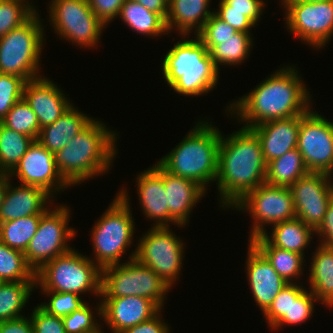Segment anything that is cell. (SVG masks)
Returning a JSON list of instances; mask_svg holds the SVG:
<instances>
[{"label": "cell", "instance_id": "cell-1", "mask_svg": "<svg viewBox=\"0 0 333 333\" xmlns=\"http://www.w3.org/2000/svg\"><path fill=\"white\" fill-rule=\"evenodd\" d=\"M295 66H282L251 92L227 105L225 111L244 128L277 119L300 116L312 108V95Z\"/></svg>", "mask_w": 333, "mask_h": 333}, {"label": "cell", "instance_id": "cell-2", "mask_svg": "<svg viewBox=\"0 0 333 333\" xmlns=\"http://www.w3.org/2000/svg\"><path fill=\"white\" fill-rule=\"evenodd\" d=\"M225 137L221 132L215 181L220 207L229 209L265 183L267 164L260 141L250 128L241 127Z\"/></svg>", "mask_w": 333, "mask_h": 333}, {"label": "cell", "instance_id": "cell-3", "mask_svg": "<svg viewBox=\"0 0 333 333\" xmlns=\"http://www.w3.org/2000/svg\"><path fill=\"white\" fill-rule=\"evenodd\" d=\"M117 132L93 119L62 150L54 153L55 165L70 185L110 171L117 154Z\"/></svg>", "mask_w": 333, "mask_h": 333}, {"label": "cell", "instance_id": "cell-4", "mask_svg": "<svg viewBox=\"0 0 333 333\" xmlns=\"http://www.w3.org/2000/svg\"><path fill=\"white\" fill-rule=\"evenodd\" d=\"M221 131L200 119L180 143L157 162L168 173L192 180L205 191L218 173Z\"/></svg>", "mask_w": 333, "mask_h": 333}, {"label": "cell", "instance_id": "cell-5", "mask_svg": "<svg viewBox=\"0 0 333 333\" xmlns=\"http://www.w3.org/2000/svg\"><path fill=\"white\" fill-rule=\"evenodd\" d=\"M180 38L182 41L174 43L164 55L161 73L165 82L181 96L206 95L217 86L220 72L196 35L194 39H189V35Z\"/></svg>", "mask_w": 333, "mask_h": 333}, {"label": "cell", "instance_id": "cell-6", "mask_svg": "<svg viewBox=\"0 0 333 333\" xmlns=\"http://www.w3.org/2000/svg\"><path fill=\"white\" fill-rule=\"evenodd\" d=\"M127 189L115 195L108 209L96 220L91 230L93 254L91 259L101 269L120 264L133 242L135 230Z\"/></svg>", "mask_w": 333, "mask_h": 333}, {"label": "cell", "instance_id": "cell-7", "mask_svg": "<svg viewBox=\"0 0 333 333\" xmlns=\"http://www.w3.org/2000/svg\"><path fill=\"white\" fill-rule=\"evenodd\" d=\"M92 257L72 249L44 264L35 272V286L41 291L101 295V268ZM92 292V293H91Z\"/></svg>", "mask_w": 333, "mask_h": 333}, {"label": "cell", "instance_id": "cell-8", "mask_svg": "<svg viewBox=\"0 0 333 333\" xmlns=\"http://www.w3.org/2000/svg\"><path fill=\"white\" fill-rule=\"evenodd\" d=\"M38 13L0 38V74L17 75L26 82L42 77L40 56L46 39Z\"/></svg>", "mask_w": 333, "mask_h": 333}, {"label": "cell", "instance_id": "cell-9", "mask_svg": "<svg viewBox=\"0 0 333 333\" xmlns=\"http://www.w3.org/2000/svg\"><path fill=\"white\" fill-rule=\"evenodd\" d=\"M169 287L157 274L135 259V250L124 263L101 270V298L141 296L164 309Z\"/></svg>", "mask_w": 333, "mask_h": 333}, {"label": "cell", "instance_id": "cell-10", "mask_svg": "<svg viewBox=\"0 0 333 333\" xmlns=\"http://www.w3.org/2000/svg\"><path fill=\"white\" fill-rule=\"evenodd\" d=\"M139 238L135 248V259L151 268L169 287L180 278L184 243L170 226H151ZM171 228V229H170Z\"/></svg>", "mask_w": 333, "mask_h": 333}, {"label": "cell", "instance_id": "cell-11", "mask_svg": "<svg viewBox=\"0 0 333 333\" xmlns=\"http://www.w3.org/2000/svg\"><path fill=\"white\" fill-rule=\"evenodd\" d=\"M48 10V22L60 39L81 48H94L101 42L107 27L92 11L88 0H50Z\"/></svg>", "mask_w": 333, "mask_h": 333}, {"label": "cell", "instance_id": "cell-12", "mask_svg": "<svg viewBox=\"0 0 333 333\" xmlns=\"http://www.w3.org/2000/svg\"><path fill=\"white\" fill-rule=\"evenodd\" d=\"M70 215V208L66 204L49 207L41 215L37 231L24 252L26 262L34 272L73 249L69 240L76 236V231L69 227Z\"/></svg>", "mask_w": 333, "mask_h": 333}, {"label": "cell", "instance_id": "cell-13", "mask_svg": "<svg viewBox=\"0 0 333 333\" xmlns=\"http://www.w3.org/2000/svg\"><path fill=\"white\" fill-rule=\"evenodd\" d=\"M231 209L247 211L253 219L249 240L264 234L266 226L296 218L293 195L289 187L259 185L248 192Z\"/></svg>", "mask_w": 333, "mask_h": 333}, {"label": "cell", "instance_id": "cell-14", "mask_svg": "<svg viewBox=\"0 0 333 333\" xmlns=\"http://www.w3.org/2000/svg\"><path fill=\"white\" fill-rule=\"evenodd\" d=\"M286 29L314 49L326 46L333 36V0H290L283 5Z\"/></svg>", "mask_w": 333, "mask_h": 333}, {"label": "cell", "instance_id": "cell-15", "mask_svg": "<svg viewBox=\"0 0 333 333\" xmlns=\"http://www.w3.org/2000/svg\"><path fill=\"white\" fill-rule=\"evenodd\" d=\"M297 149L309 172L333 175V122L309 109L300 115Z\"/></svg>", "mask_w": 333, "mask_h": 333}, {"label": "cell", "instance_id": "cell-16", "mask_svg": "<svg viewBox=\"0 0 333 333\" xmlns=\"http://www.w3.org/2000/svg\"><path fill=\"white\" fill-rule=\"evenodd\" d=\"M332 177L327 173L309 172L289 187L296 218L314 230L323 222L327 207L333 199Z\"/></svg>", "mask_w": 333, "mask_h": 333}, {"label": "cell", "instance_id": "cell-17", "mask_svg": "<svg viewBox=\"0 0 333 333\" xmlns=\"http://www.w3.org/2000/svg\"><path fill=\"white\" fill-rule=\"evenodd\" d=\"M9 176L11 179L17 177L19 179L17 183L44 189L53 199L57 193L71 187L60 175L55 165L54 154L37 140L28 147L27 152Z\"/></svg>", "mask_w": 333, "mask_h": 333}, {"label": "cell", "instance_id": "cell-18", "mask_svg": "<svg viewBox=\"0 0 333 333\" xmlns=\"http://www.w3.org/2000/svg\"><path fill=\"white\" fill-rule=\"evenodd\" d=\"M101 299V322L111 330L122 333L130 327L146 322L162 309L152 300L141 296Z\"/></svg>", "mask_w": 333, "mask_h": 333}, {"label": "cell", "instance_id": "cell-19", "mask_svg": "<svg viewBox=\"0 0 333 333\" xmlns=\"http://www.w3.org/2000/svg\"><path fill=\"white\" fill-rule=\"evenodd\" d=\"M247 248L245 263L247 280L254 302L263 314L289 283L277 273L266 257L250 241Z\"/></svg>", "mask_w": 333, "mask_h": 333}, {"label": "cell", "instance_id": "cell-20", "mask_svg": "<svg viewBox=\"0 0 333 333\" xmlns=\"http://www.w3.org/2000/svg\"><path fill=\"white\" fill-rule=\"evenodd\" d=\"M23 98L36 114L40 129L54 123L73 104L63 90L45 76L25 82Z\"/></svg>", "mask_w": 333, "mask_h": 333}, {"label": "cell", "instance_id": "cell-21", "mask_svg": "<svg viewBox=\"0 0 333 333\" xmlns=\"http://www.w3.org/2000/svg\"><path fill=\"white\" fill-rule=\"evenodd\" d=\"M140 207L145 219L153 220V226H169V208L162 180V167L156 163L136 177Z\"/></svg>", "mask_w": 333, "mask_h": 333}, {"label": "cell", "instance_id": "cell-22", "mask_svg": "<svg viewBox=\"0 0 333 333\" xmlns=\"http://www.w3.org/2000/svg\"><path fill=\"white\" fill-rule=\"evenodd\" d=\"M167 205L169 208V226H186L190 213L196 203L205 196L206 191L197 183L184 177L172 175L162 168Z\"/></svg>", "mask_w": 333, "mask_h": 333}, {"label": "cell", "instance_id": "cell-23", "mask_svg": "<svg viewBox=\"0 0 333 333\" xmlns=\"http://www.w3.org/2000/svg\"><path fill=\"white\" fill-rule=\"evenodd\" d=\"M300 116L277 119L250 128L258 137L263 158L268 164L297 148Z\"/></svg>", "mask_w": 333, "mask_h": 333}, {"label": "cell", "instance_id": "cell-24", "mask_svg": "<svg viewBox=\"0 0 333 333\" xmlns=\"http://www.w3.org/2000/svg\"><path fill=\"white\" fill-rule=\"evenodd\" d=\"M18 185L13 186L10 180L0 208V223L26 216L42 215L54 202L53 197L42 188L20 183Z\"/></svg>", "mask_w": 333, "mask_h": 333}, {"label": "cell", "instance_id": "cell-25", "mask_svg": "<svg viewBox=\"0 0 333 333\" xmlns=\"http://www.w3.org/2000/svg\"><path fill=\"white\" fill-rule=\"evenodd\" d=\"M211 0H169L166 27L169 34L196 35L214 13L209 9Z\"/></svg>", "mask_w": 333, "mask_h": 333}, {"label": "cell", "instance_id": "cell-26", "mask_svg": "<svg viewBox=\"0 0 333 333\" xmlns=\"http://www.w3.org/2000/svg\"><path fill=\"white\" fill-rule=\"evenodd\" d=\"M94 118L72 104L54 123L41 128L37 141L49 152L62 150Z\"/></svg>", "mask_w": 333, "mask_h": 333}, {"label": "cell", "instance_id": "cell-27", "mask_svg": "<svg viewBox=\"0 0 333 333\" xmlns=\"http://www.w3.org/2000/svg\"><path fill=\"white\" fill-rule=\"evenodd\" d=\"M312 253L309 290L320 304L333 308V247L318 244ZM322 302V303H321Z\"/></svg>", "mask_w": 333, "mask_h": 333}, {"label": "cell", "instance_id": "cell-28", "mask_svg": "<svg viewBox=\"0 0 333 333\" xmlns=\"http://www.w3.org/2000/svg\"><path fill=\"white\" fill-rule=\"evenodd\" d=\"M272 233L267 231L262 236L274 247L295 252L305 256V249L311 243L315 230L298 218L286 220L272 227ZM270 235V236H269Z\"/></svg>", "mask_w": 333, "mask_h": 333}, {"label": "cell", "instance_id": "cell-29", "mask_svg": "<svg viewBox=\"0 0 333 333\" xmlns=\"http://www.w3.org/2000/svg\"><path fill=\"white\" fill-rule=\"evenodd\" d=\"M250 242L266 257L286 282L298 283L300 277L304 275L302 274L305 267L304 255L274 247L262 235L253 238Z\"/></svg>", "mask_w": 333, "mask_h": 333}, {"label": "cell", "instance_id": "cell-30", "mask_svg": "<svg viewBox=\"0 0 333 333\" xmlns=\"http://www.w3.org/2000/svg\"><path fill=\"white\" fill-rule=\"evenodd\" d=\"M118 17L137 34L151 38L169 34L166 21L159 14L149 11L133 0L123 2Z\"/></svg>", "mask_w": 333, "mask_h": 333}, {"label": "cell", "instance_id": "cell-31", "mask_svg": "<svg viewBox=\"0 0 333 333\" xmlns=\"http://www.w3.org/2000/svg\"><path fill=\"white\" fill-rule=\"evenodd\" d=\"M308 173L302 154L295 148L267 164L265 183L272 186L291 187Z\"/></svg>", "mask_w": 333, "mask_h": 333}, {"label": "cell", "instance_id": "cell-32", "mask_svg": "<svg viewBox=\"0 0 333 333\" xmlns=\"http://www.w3.org/2000/svg\"><path fill=\"white\" fill-rule=\"evenodd\" d=\"M252 37L251 33L237 31L231 38L218 40V45L209 51L216 69L220 71V65L238 66L244 63L254 45Z\"/></svg>", "mask_w": 333, "mask_h": 333}, {"label": "cell", "instance_id": "cell-33", "mask_svg": "<svg viewBox=\"0 0 333 333\" xmlns=\"http://www.w3.org/2000/svg\"><path fill=\"white\" fill-rule=\"evenodd\" d=\"M34 288L35 282H0V322L25 316L22 309Z\"/></svg>", "mask_w": 333, "mask_h": 333}, {"label": "cell", "instance_id": "cell-34", "mask_svg": "<svg viewBox=\"0 0 333 333\" xmlns=\"http://www.w3.org/2000/svg\"><path fill=\"white\" fill-rule=\"evenodd\" d=\"M33 139L0 122V173L10 174L27 152Z\"/></svg>", "mask_w": 333, "mask_h": 333}, {"label": "cell", "instance_id": "cell-35", "mask_svg": "<svg viewBox=\"0 0 333 333\" xmlns=\"http://www.w3.org/2000/svg\"><path fill=\"white\" fill-rule=\"evenodd\" d=\"M40 218L41 215H32L0 223V240L24 253L37 231Z\"/></svg>", "mask_w": 333, "mask_h": 333}, {"label": "cell", "instance_id": "cell-36", "mask_svg": "<svg viewBox=\"0 0 333 333\" xmlns=\"http://www.w3.org/2000/svg\"><path fill=\"white\" fill-rule=\"evenodd\" d=\"M0 282H35V272L23 252L0 240Z\"/></svg>", "mask_w": 333, "mask_h": 333}, {"label": "cell", "instance_id": "cell-37", "mask_svg": "<svg viewBox=\"0 0 333 333\" xmlns=\"http://www.w3.org/2000/svg\"><path fill=\"white\" fill-rule=\"evenodd\" d=\"M1 123L16 132L31 137L34 141L37 140L41 130L36 114L24 98L13 105Z\"/></svg>", "mask_w": 333, "mask_h": 333}, {"label": "cell", "instance_id": "cell-38", "mask_svg": "<svg viewBox=\"0 0 333 333\" xmlns=\"http://www.w3.org/2000/svg\"><path fill=\"white\" fill-rule=\"evenodd\" d=\"M0 0V38L27 22L36 12L32 2Z\"/></svg>", "mask_w": 333, "mask_h": 333}, {"label": "cell", "instance_id": "cell-39", "mask_svg": "<svg viewBox=\"0 0 333 333\" xmlns=\"http://www.w3.org/2000/svg\"><path fill=\"white\" fill-rule=\"evenodd\" d=\"M94 309L96 312L86 302L81 308L63 317L66 333H101L102 327L96 319H101V301ZM94 314L98 315L95 317Z\"/></svg>", "mask_w": 333, "mask_h": 333}, {"label": "cell", "instance_id": "cell-40", "mask_svg": "<svg viewBox=\"0 0 333 333\" xmlns=\"http://www.w3.org/2000/svg\"><path fill=\"white\" fill-rule=\"evenodd\" d=\"M319 302L313 293L305 289L298 297H290L289 316H284L271 330L280 329L283 325H301L311 319L315 303Z\"/></svg>", "mask_w": 333, "mask_h": 333}, {"label": "cell", "instance_id": "cell-41", "mask_svg": "<svg viewBox=\"0 0 333 333\" xmlns=\"http://www.w3.org/2000/svg\"><path fill=\"white\" fill-rule=\"evenodd\" d=\"M41 292L50 298L48 300L49 302H41L38 305L48 314L61 318L81 308L86 302L81 298L82 296L75 293H62L55 291Z\"/></svg>", "mask_w": 333, "mask_h": 333}, {"label": "cell", "instance_id": "cell-42", "mask_svg": "<svg viewBox=\"0 0 333 333\" xmlns=\"http://www.w3.org/2000/svg\"><path fill=\"white\" fill-rule=\"evenodd\" d=\"M305 289L300 283H289L280 291L269 308L263 313L270 330L284 316H289L290 297H298Z\"/></svg>", "mask_w": 333, "mask_h": 333}, {"label": "cell", "instance_id": "cell-43", "mask_svg": "<svg viewBox=\"0 0 333 333\" xmlns=\"http://www.w3.org/2000/svg\"><path fill=\"white\" fill-rule=\"evenodd\" d=\"M25 82L17 75L0 74V122L13 105L23 98Z\"/></svg>", "mask_w": 333, "mask_h": 333}, {"label": "cell", "instance_id": "cell-44", "mask_svg": "<svg viewBox=\"0 0 333 333\" xmlns=\"http://www.w3.org/2000/svg\"><path fill=\"white\" fill-rule=\"evenodd\" d=\"M236 32L228 23L213 13L196 36L210 51L215 45H218V40L231 38Z\"/></svg>", "mask_w": 333, "mask_h": 333}, {"label": "cell", "instance_id": "cell-45", "mask_svg": "<svg viewBox=\"0 0 333 333\" xmlns=\"http://www.w3.org/2000/svg\"><path fill=\"white\" fill-rule=\"evenodd\" d=\"M219 9L214 11H238L244 12L255 25L261 19L265 8V0H219Z\"/></svg>", "mask_w": 333, "mask_h": 333}, {"label": "cell", "instance_id": "cell-46", "mask_svg": "<svg viewBox=\"0 0 333 333\" xmlns=\"http://www.w3.org/2000/svg\"><path fill=\"white\" fill-rule=\"evenodd\" d=\"M30 318L34 326V333H66L63 319L48 314L39 305L34 307Z\"/></svg>", "mask_w": 333, "mask_h": 333}, {"label": "cell", "instance_id": "cell-47", "mask_svg": "<svg viewBox=\"0 0 333 333\" xmlns=\"http://www.w3.org/2000/svg\"><path fill=\"white\" fill-rule=\"evenodd\" d=\"M125 0H88L90 8L97 18L107 27L118 17Z\"/></svg>", "mask_w": 333, "mask_h": 333}, {"label": "cell", "instance_id": "cell-48", "mask_svg": "<svg viewBox=\"0 0 333 333\" xmlns=\"http://www.w3.org/2000/svg\"><path fill=\"white\" fill-rule=\"evenodd\" d=\"M214 14L239 32L251 33L252 27L255 28L256 26L249 18L244 15V12L214 11Z\"/></svg>", "mask_w": 333, "mask_h": 333}, {"label": "cell", "instance_id": "cell-49", "mask_svg": "<svg viewBox=\"0 0 333 333\" xmlns=\"http://www.w3.org/2000/svg\"><path fill=\"white\" fill-rule=\"evenodd\" d=\"M122 333H170V329L160 311L152 319L130 327Z\"/></svg>", "mask_w": 333, "mask_h": 333}, {"label": "cell", "instance_id": "cell-50", "mask_svg": "<svg viewBox=\"0 0 333 333\" xmlns=\"http://www.w3.org/2000/svg\"><path fill=\"white\" fill-rule=\"evenodd\" d=\"M315 234L321 239L319 244L333 247V199L329 203L323 222L315 230Z\"/></svg>", "mask_w": 333, "mask_h": 333}, {"label": "cell", "instance_id": "cell-51", "mask_svg": "<svg viewBox=\"0 0 333 333\" xmlns=\"http://www.w3.org/2000/svg\"><path fill=\"white\" fill-rule=\"evenodd\" d=\"M0 333H34V326L29 316H23L0 322Z\"/></svg>", "mask_w": 333, "mask_h": 333}, {"label": "cell", "instance_id": "cell-52", "mask_svg": "<svg viewBox=\"0 0 333 333\" xmlns=\"http://www.w3.org/2000/svg\"><path fill=\"white\" fill-rule=\"evenodd\" d=\"M142 4L149 11L159 14L164 20H166L168 14L169 0H133Z\"/></svg>", "mask_w": 333, "mask_h": 333}, {"label": "cell", "instance_id": "cell-53", "mask_svg": "<svg viewBox=\"0 0 333 333\" xmlns=\"http://www.w3.org/2000/svg\"><path fill=\"white\" fill-rule=\"evenodd\" d=\"M11 178L9 174L0 173V208L4 202L5 193Z\"/></svg>", "mask_w": 333, "mask_h": 333}, {"label": "cell", "instance_id": "cell-54", "mask_svg": "<svg viewBox=\"0 0 333 333\" xmlns=\"http://www.w3.org/2000/svg\"><path fill=\"white\" fill-rule=\"evenodd\" d=\"M304 1H308V2H320V1H327V0H304Z\"/></svg>", "mask_w": 333, "mask_h": 333}, {"label": "cell", "instance_id": "cell-55", "mask_svg": "<svg viewBox=\"0 0 333 333\" xmlns=\"http://www.w3.org/2000/svg\"><path fill=\"white\" fill-rule=\"evenodd\" d=\"M282 2H281V5L280 6H282V5H284L286 2H288V1H290V0H281Z\"/></svg>", "mask_w": 333, "mask_h": 333}]
</instances>
